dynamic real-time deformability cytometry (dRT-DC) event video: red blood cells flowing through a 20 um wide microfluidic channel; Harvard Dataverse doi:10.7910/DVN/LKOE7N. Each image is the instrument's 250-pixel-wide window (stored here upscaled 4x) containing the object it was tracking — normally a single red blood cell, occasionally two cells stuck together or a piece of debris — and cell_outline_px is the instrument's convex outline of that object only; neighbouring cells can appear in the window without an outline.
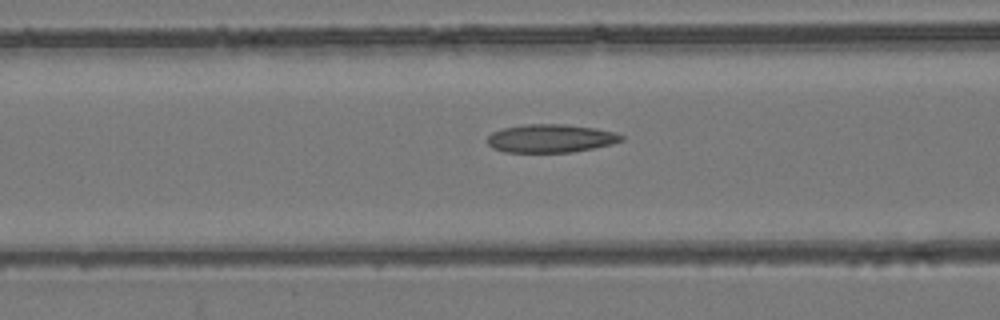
{"species": "common noctule bat (a hibernating species)", "species_latin": "Nyctalus noctula", "temperature_condition": "room temperature", "stored_images_in_passage": 54, "camera_frame_rate_fps": 3000, "um_per_image_px": 0.085, "animal": {"sex": "female", "body_mass_g": 24.6, "forearm_length_mm": 56.2}, "frame": {"image": 1, "passage_image": 22, "time_ms": 7.0, "image_size_px": [1000, 320], "cell_outline_px": [[624, 140], [612, 144], [572, 152], [504, 152], [492, 148], [488, 144], [488, 136], [492, 132], [504, 128], [524, 124], [564, 124], [596, 128], [616, 132], [624, 136]], "centroid_in_image_um": [46.82, 11.76], "position_along_channel_um": 119.8, "area_um2": 22.14}}
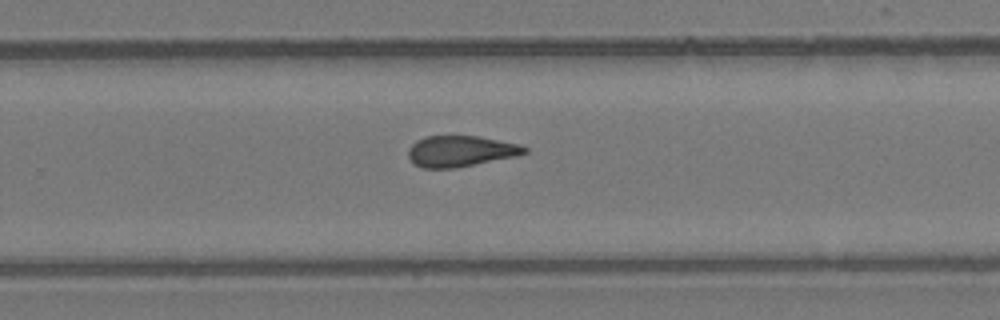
{"frame": {"image": 2, "passage_image": 35, "time_ms": 11.333, "image_size_px": [1000, 320], "cell_outline_px": [[528, 152], [516, 156], [456, 168], [424, 168], [416, 164], [408, 156], [408, 148], [416, 140], [424, 136], [480, 136], [520, 144], [528, 148]], "centroid_in_image_um": [39.17, 12.84], "position_along_channel_um": 290.6, "area_um2": 21.04}}
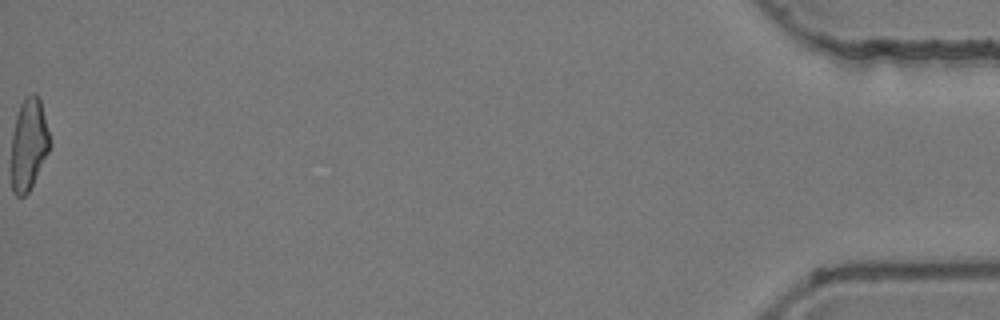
{"frame": {"image": 3, "passage_image": 54, "time_ms": 17.667, "image_size_px": [1000, 320], "cell_outline_px": [[52, 144], [28, 192], [24, 196], [16, 196], [12, 192], [12, 132], [16, 116], [20, 104], [24, 96], [32, 92], [36, 92], [40, 100]], "centroid_in_image_um": [2.44, 12.21], "position_along_channel_um": 432.8, "area_um2": 20.58}, "authors_computed_cell_mechanics": {"area_um2": 21.8773, "velocity_mm_per_s": 3.9485, "shape_relaxation_time_tau1_ms": null, "shape_relaxation_time_tau2_ms": 4.5961, "deformation_change_tau1": null, "deformation_change_tau2": 0.1358}}